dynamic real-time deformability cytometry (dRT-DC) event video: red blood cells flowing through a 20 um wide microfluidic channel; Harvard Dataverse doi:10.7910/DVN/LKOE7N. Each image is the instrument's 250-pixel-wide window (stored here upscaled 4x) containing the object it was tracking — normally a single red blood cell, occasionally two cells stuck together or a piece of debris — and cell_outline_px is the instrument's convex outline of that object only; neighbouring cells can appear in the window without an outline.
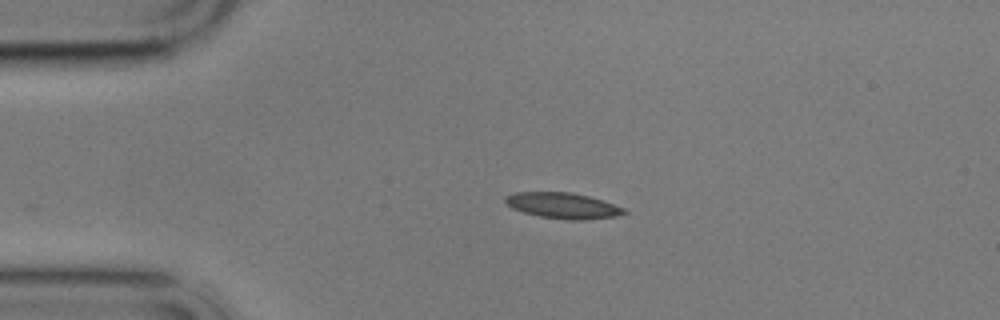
{"species": "common noctule bat (a hibernating species)", "species_latin": "Nyctalus noctula", "temperature_condition": "cold", "stored_images_in_passage": 2, "camera_frame_rate_fps": 3000, "um_per_image_px": 0.085, "animal": {"sex": "male", "body_mass_g": 17.9}, "frame": {"image": 1, "passage_image": 1, "time_ms": 0.0, "image_size_px": [1000, 320], "cell_outline_px": [[628, 212], [616, 216], [584, 220], [568, 220], [540, 216], [524, 212], [512, 208], [504, 200], [504, 196], [516, 192], [572, 192], [604, 200], [624, 208]], "centroid_in_image_um": [47.86, 17.47], "position_along_channel_um": 37.1, "area_um2": 17.86}}